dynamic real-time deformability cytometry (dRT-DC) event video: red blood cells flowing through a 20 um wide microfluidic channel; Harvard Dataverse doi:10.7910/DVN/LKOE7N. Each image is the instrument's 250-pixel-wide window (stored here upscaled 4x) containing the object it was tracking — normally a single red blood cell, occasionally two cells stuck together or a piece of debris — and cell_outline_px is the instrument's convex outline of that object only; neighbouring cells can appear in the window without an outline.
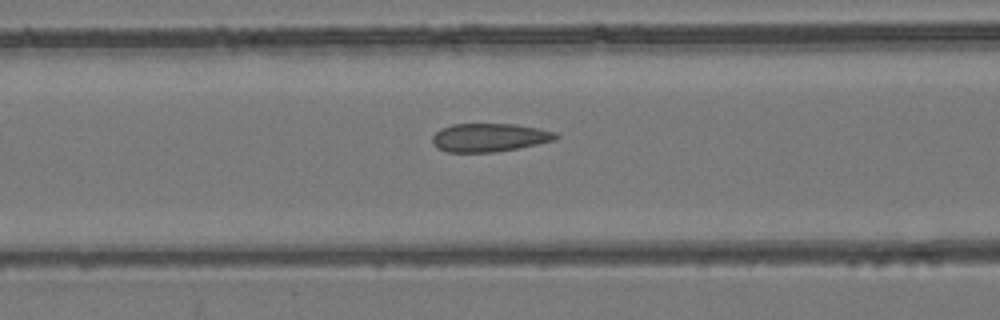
{"species": "common noctule bat (a hibernating species)", "species_latin": "Nyctalus noctula", "temperature_condition": "room temperature", "stored_images_in_passage": 37, "camera_frame_rate_fps": 3000, "um_per_image_px": 0.085, "animal": {"sex": "female", "body_mass_g": 24.6, "forearm_length_mm": 56.2}, "frame": {"image": 1, "passage_image": 6, "time_ms": 1.667, "image_size_px": [1000, 320], "cell_outline_px": [[560, 136], [556, 140], [516, 148], [492, 152], [448, 152], [436, 148], [432, 140], [432, 136], [440, 128], [452, 124], [516, 124], [540, 128], [556, 132]], "centroid_in_image_um": [41.6, 11.68], "position_along_channel_um": 125.0, "area_um2": 20.46}}
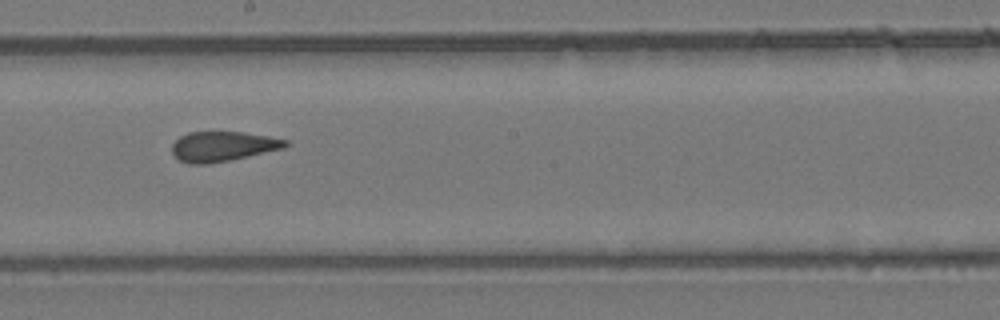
{"frame": {"image": 2, "passage_image": 14, "time_ms": 4.333, "image_size_px": [1000, 320], "cell_outline_px": [[288, 144], [284, 148], [228, 160], [208, 164], [188, 164], [180, 160], [172, 152], [172, 144], [180, 136], [188, 132], [244, 132], [268, 136], [288, 140]], "centroid_in_image_um": [18.92, 12.43], "position_along_channel_um": 229.3, "area_um2": 19.59}}
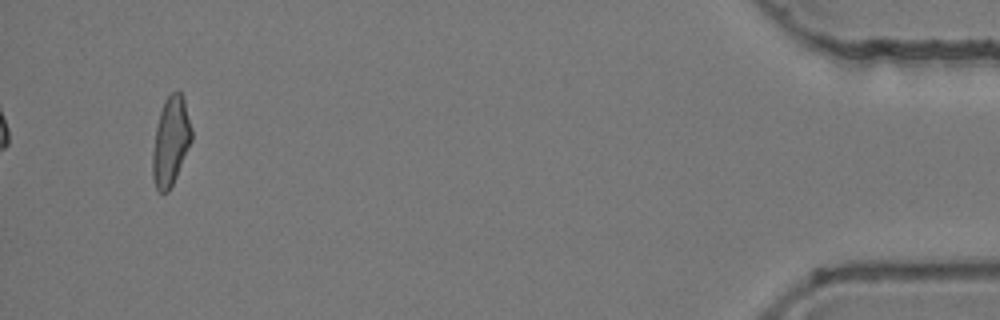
{"frame": {"image": 3, "passage_image": 35, "time_ms": 11.333, "image_size_px": [1000, 320], "cell_outline_px": [[192, 140], [176, 176], [168, 192], [160, 192], [156, 188], [152, 176], [152, 152], [156, 128], [160, 112], [164, 100], [172, 92], [180, 92], [184, 96], [192, 128]], "centroid_in_image_um": [14.51, 11.98], "position_along_channel_um": 420.7, "area_um2": 20.11}, "authors_computed_cell_mechanics": {"area_um2": 20.2878, "velocity_mm_per_s": 3.9031, "shape_relaxation_time_tau1_ms": null, "shape_relaxation_time_tau2_ms": 1.8921, "deformation_change_tau1": null, "deformation_change_tau2": 0.0778}}